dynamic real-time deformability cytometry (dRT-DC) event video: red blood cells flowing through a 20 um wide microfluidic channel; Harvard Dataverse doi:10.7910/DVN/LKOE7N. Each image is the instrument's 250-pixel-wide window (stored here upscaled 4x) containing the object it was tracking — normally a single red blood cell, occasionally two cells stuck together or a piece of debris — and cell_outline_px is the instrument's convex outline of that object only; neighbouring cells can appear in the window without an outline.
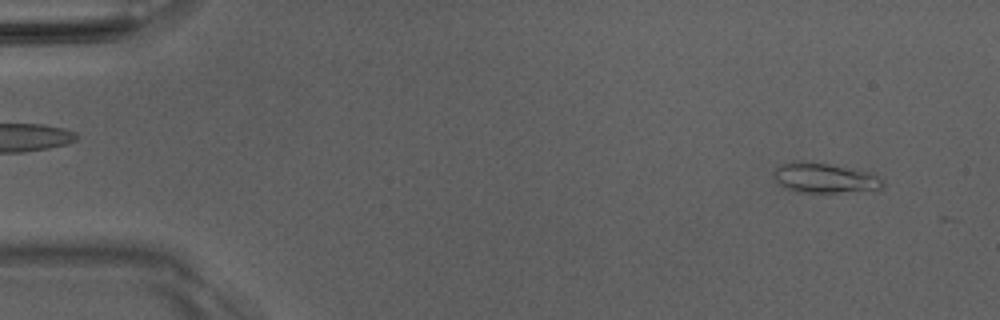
{"species": "Egyptian fruit bat (a non-hibernating species)", "species_latin": "Rousettus aegyptiacus", "temperature_condition": "room temperature", "stored_images_in_passage": 36, "camera_frame_rate_fps": 3000, "um_per_image_px": 0.085, "animal": {"sex": "male"}, "frame": {"image": 1, "passage_image": 3, "time_ms": 0.667, "image_size_px": [1000, 320], "cell_outline_px": [[884, 184], [880, 192], [800, 192], [788, 188], [780, 184], [776, 180], [772, 172], [780, 164], [796, 160], [800, 160], [828, 164], [876, 172], [884, 180]], "centroid_in_image_um": [70.24, 15.13], "position_along_channel_um": 14.8, "area_um2": 19.71}}
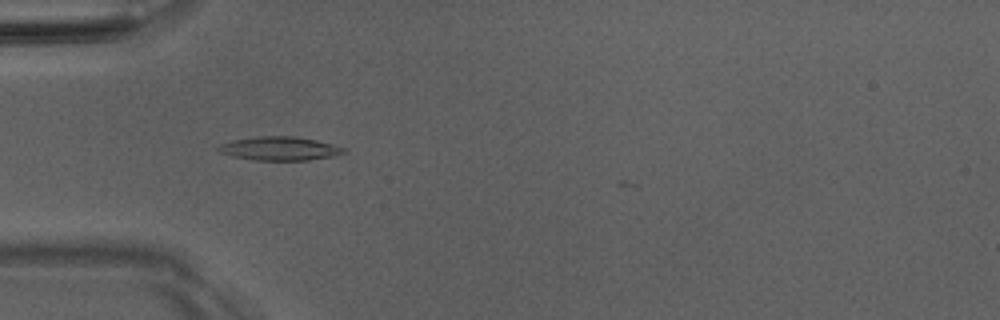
{"frame": {"image": 2, "passage_image": 15, "time_ms": 4.667, "image_size_px": [1000, 320], "cell_outline_px": [[348, 152], [332, 156], [308, 160], [256, 160], [232, 156], [220, 152], [216, 148], [220, 144], [232, 140], [256, 136], [296, 136], [316, 140], [332, 144], [344, 148]], "centroid_in_image_um": [23.76, 12.62], "position_along_channel_um": 61.2, "area_um2": 17.28}}
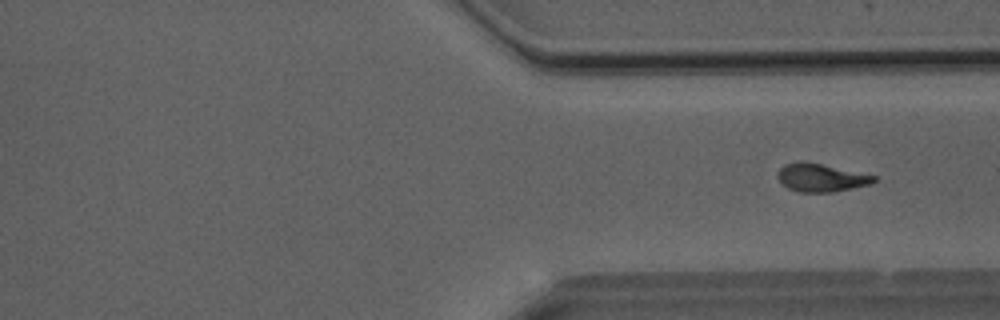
{"frame": {"image": 3, "passage_image": 36, "time_ms": 11.667, "image_size_px": [1000, 320], "cell_outline_px": [[876, 180], [872, 184], [832, 192], [796, 192], [788, 188], [776, 176], [780, 168], [784, 164], [800, 160], [820, 164], [876, 176]], "centroid_in_image_um": [69.75, 15.1], "position_along_channel_um": 341.6, "area_um2": 15.61}}